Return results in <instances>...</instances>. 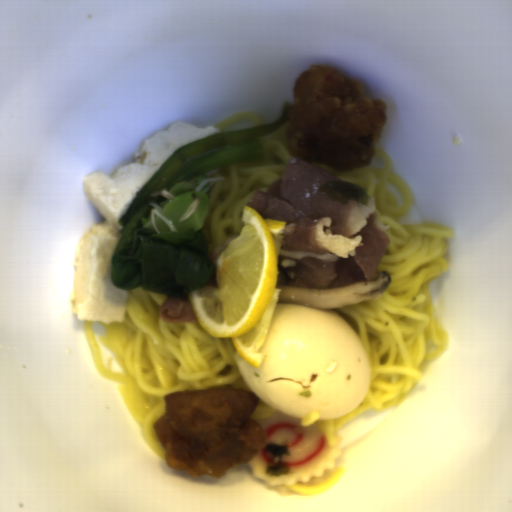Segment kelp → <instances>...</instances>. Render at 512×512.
<instances>
[{
    "instance_id": "obj_1",
    "label": "kelp",
    "mask_w": 512,
    "mask_h": 512,
    "mask_svg": "<svg viewBox=\"0 0 512 512\" xmlns=\"http://www.w3.org/2000/svg\"><path fill=\"white\" fill-rule=\"evenodd\" d=\"M269 455V465L266 467V474L279 477L290 474V468L288 465L281 463L284 457H290L289 445L277 444V443H266V446L262 448Z\"/></svg>"
}]
</instances>
